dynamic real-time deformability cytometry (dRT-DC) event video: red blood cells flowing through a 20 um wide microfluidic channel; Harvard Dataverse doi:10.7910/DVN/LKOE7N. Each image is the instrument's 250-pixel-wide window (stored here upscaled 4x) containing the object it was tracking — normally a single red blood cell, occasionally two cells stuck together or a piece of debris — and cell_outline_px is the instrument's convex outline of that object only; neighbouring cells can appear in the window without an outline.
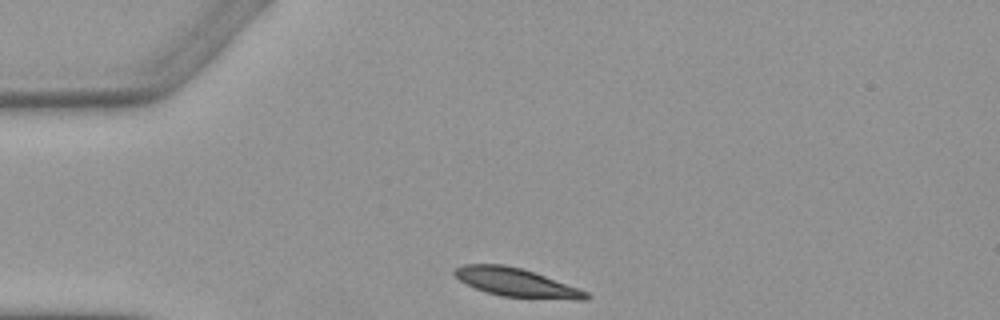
{"species": "Egyptian fruit bat (a non-hibernating species)", "species_latin": "Rousettus aegyptiacus", "temperature_condition": "warm", "stored_images_in_passage": 2, "camera_frame_rate_fps": 3000, "um_per_image_px": 0.085, "animal": {"sex": "female"}, "frame": {"image": 1, "passage_image": 1, "time_ms": 0.0, "image_size_px": [1000, 320], "cell_outline_px": [[592, 296], [588, 300], [576, 300], [500, 296], [476, 288], [460, 280], [452, 272], [456, 268], [464, 264], [504, 264], [520, 268], [544, 276], [588, 292]], "centroid_in_image_um": [43.9, 24.02], "position_along_channel_um": 41.1, "area_um2": 21.5}}